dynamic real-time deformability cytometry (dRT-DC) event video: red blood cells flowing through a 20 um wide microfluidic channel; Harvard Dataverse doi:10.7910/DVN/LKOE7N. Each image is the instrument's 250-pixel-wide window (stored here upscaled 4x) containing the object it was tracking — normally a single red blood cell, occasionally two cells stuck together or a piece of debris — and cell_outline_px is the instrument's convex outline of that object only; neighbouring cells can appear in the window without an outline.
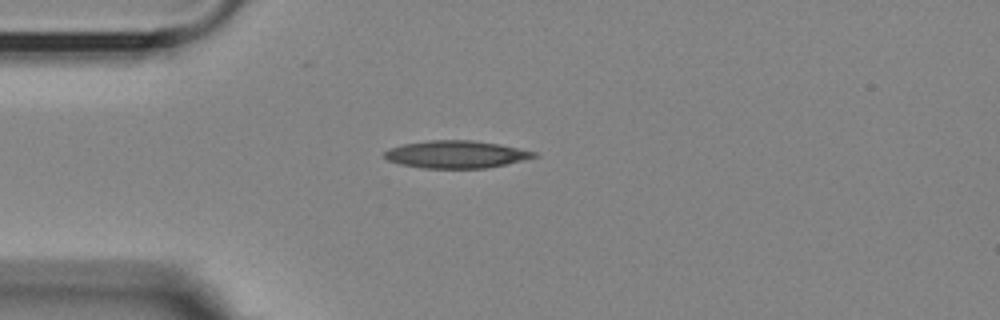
{"species": "Egyptian fruit bat (a non-hibernating species)", "species_latin": "Rousettus aegyptiacus", "temperature_condition": "room temperature", "stored_images_in_passage": 13, "camera_frame_rate_fps": 3000, "um_per_image_px": 0.085, "animal": {"sex": "female"}, "frame": {"image": 1, "passage_image": 1, "time_ms": 0.0, "image_size_px": [1000, 320], "cell_outline_px": [[540, 156], [504, 164], [484, 168], [424, 168], [400, 164], [388, 160], [384, 156], [384, 152], [388, 148], [404, 144], [428, 140], [472, 140], [500, 144], [536, 152]], "centroid_in_image_um": [38.76, 13.11], "position_along_channel_um": 46.2, "area_um2": 23.81}}
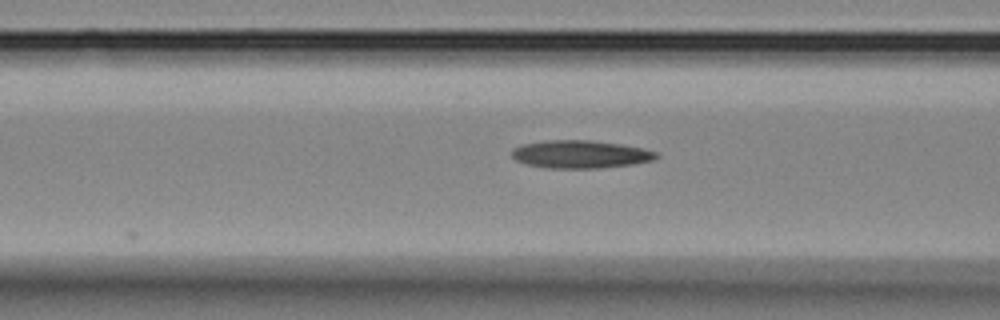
{"frame": {"image": 2, "passage_image": 8, "time_ms": 2.333, "image_size_px": [1000, 320], "cell_outline_px": [[660, 156], [652, 160], [632, 164], [600, 168], [548, 168], [528, 164], [516, 160], [512, 156], [512, 148], [520, 144], [544, 140], [588, 140], [620, 144], [644, 148], [656, 152]], "centroid_in_image_um": [49.31, 13.1], "position_along_channel_um": 117.3, "area_um2": 23.47}}
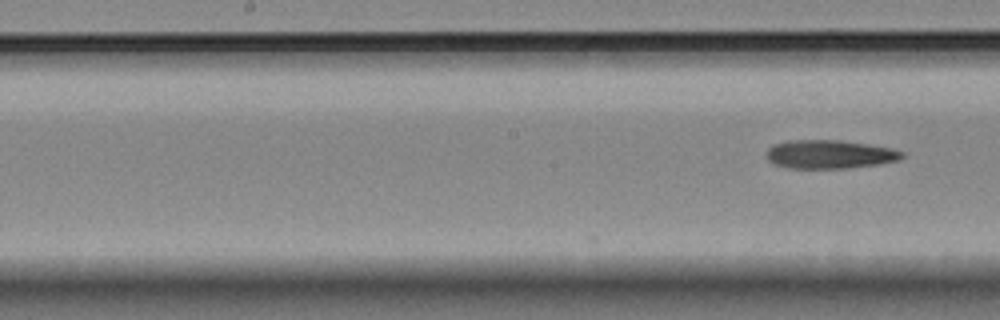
{"frame": {"image": 3, "passage_image": 13, "time_ms": 4.0, "image_size_px": [1000, 320], "cell_outline_px": [[904, 156], [900, 160], [880, 164], [844, 168], [788, 168], [772, 164], [768, 160], [768, 148], [772, 144], [788, 140], [840, 140], [868, 144], [892, 148], [904, 152]], "centroid_in_image_um": [70.52, 13.11], "position_along_channel_um": 177.7, "area_um2": 22.72}}